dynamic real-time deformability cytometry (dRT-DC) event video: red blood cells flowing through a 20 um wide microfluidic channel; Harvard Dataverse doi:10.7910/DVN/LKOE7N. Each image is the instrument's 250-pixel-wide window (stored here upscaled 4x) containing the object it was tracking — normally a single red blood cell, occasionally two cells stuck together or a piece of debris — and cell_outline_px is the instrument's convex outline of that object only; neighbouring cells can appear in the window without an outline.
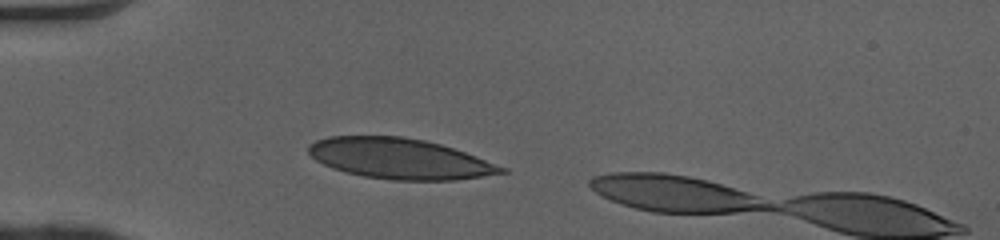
{"species": "human", "species_latin": "Homo sapiens", "temperature_condition": "cold", "stored_images_in_passage": 33, "camera_frame_rate_fps": 3000, "um_per_image_px": 0.085, "donor": {"sex": "female"}, "frame": {"image": 1, "passage_image": 4, "time_ms": 1.0, "image_size_px": [1000, 240], "cell_outline_px": [[508, 172], [456, 180], [392, 180], [364, 176], [332, 168], [316, 160], [308, 152], [308, 144], [316, 140], [328, 136], [404, 136], [424, 140], [440, 144], [476, 156], [508, 168]], "centroid_in_image_um": [33.97, 13.48], "position_along_channel_um": 51.0, "area_um2": 45.43}}
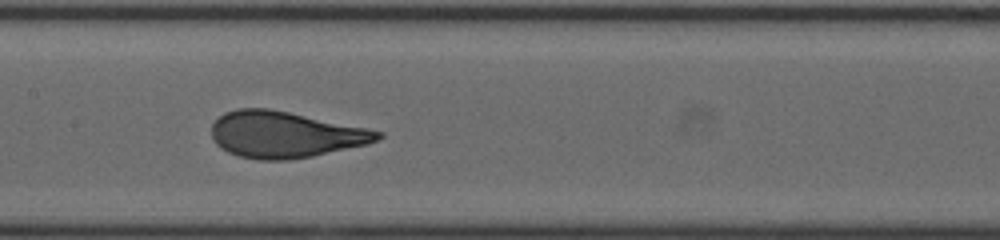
{"frame": {"image": 2, "passage_image": 15, "time_ms": 4.667, "image_size_px": [1000, 240], "cell_outline_px": [[384, 136], [380, 140], [368, 144], [312, 156], [288, 160], [260, 160], [236, 156], [220, 148], [216, 144], [212, 136], [212, 124], [224, 112], [236, 108], [268, 108], [288, 112], [384, 132]], "centroid_in_image_um": [24.2, 11.45], "position_along_channel_um": 183.2, "area_um2": 44.74}}
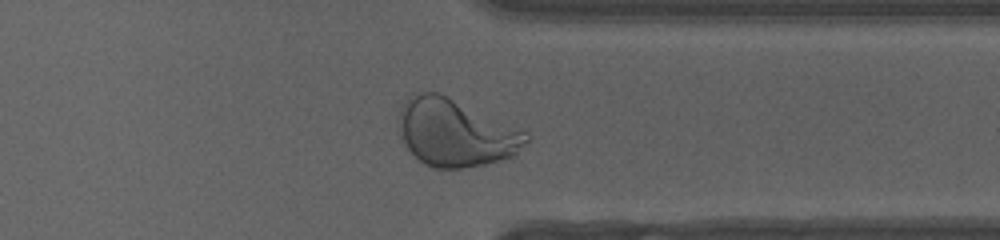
{"frame": {"image": 3, "passage_image": 29, "time_ms": 9.333, "image_size_px": [1000, 240], "cell_outline_px": [[528, 140], [512, 156], [484, 164], [464, 168], [432, 168], [424, 164], [400, 140], [400, 108], [404, 100], [412, 92], [436, 92], [528, 132]], "centroid_in_image_um": [38.67, 11.28], "position_along_channel_um": 372.7, "area_um2": 49.3}, "authors_computed_cell_mechanics": {"area_um2": 44.8528, "velocity_mm_per_s": 4.0726, "shape_relaxation_time_tau1_ms": 3.6299, "shape_relaxation_time_tau2_ms": null, "deformation_change_tau1": 0.1954, "deformation_change_tau2": null}}